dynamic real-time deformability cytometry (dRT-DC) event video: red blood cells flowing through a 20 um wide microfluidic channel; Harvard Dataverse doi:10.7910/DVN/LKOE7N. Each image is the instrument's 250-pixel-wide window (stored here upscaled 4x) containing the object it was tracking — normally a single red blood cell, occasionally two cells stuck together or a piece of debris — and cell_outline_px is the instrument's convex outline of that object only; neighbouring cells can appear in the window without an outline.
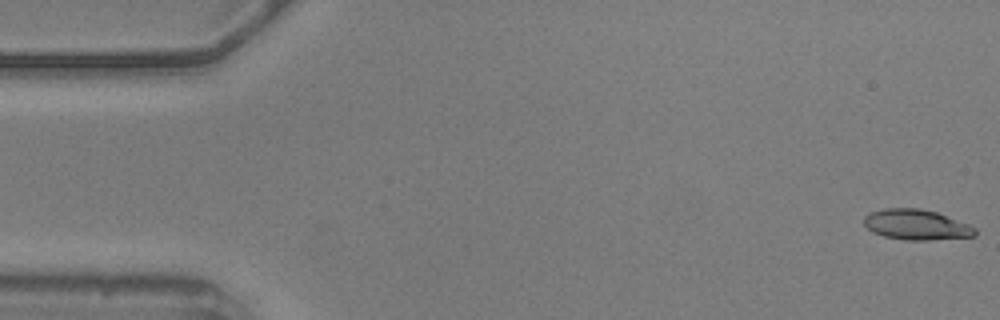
{"species": "common noctule bat (a hibernating species)", "species_latin": "Nyctalus noctula", "temperature_condition": "warm", "stored_images_in_passage": 17, "camera_frame_rate_fps": 3000, "um_per_image_px": 0.085, "animal": {"sex": "male", "body_mass_g": 20.5, "forearm_length_mm": 52.5}, "frame": {"image": 1, "passage_image": 1, "time_ms": 0.0, "image_size_px": [1000, 320], "cell_outline_px": [[976, 236], [928, 240], [904, 240], [884, 236], [872, 232], [864, 224], [864, 216], [872, 212], [884, 208], [920, 208], [936, 212], [968, 224], [976, 228]], "centroid_in_image_um": [77.88, 19.1], "position_along_channel_um": 7.1, "area_um2": 19.59}}
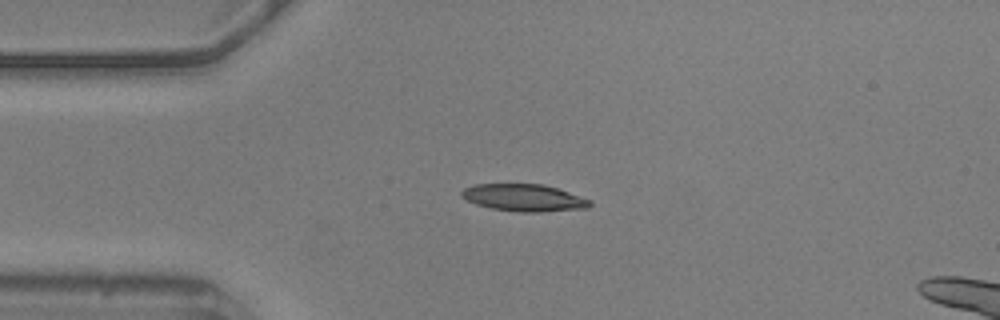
{"frame": {"image": 2, "passage_image": 13, "time_ms": 4.0, "image_size_px": [1000, 320], "cell_outline_px": [[592, 204], [588, 208], [540, 212], [520, 212], [492, 208], [476, 204], [460, 196], [460, 192], [464, 188], [476, 184], [544, 184], [592, 200]], "centroid_in_image_um": [44.55, 16.8], "position_along_channel_um": 40.5, "area_um2": 20.23}}